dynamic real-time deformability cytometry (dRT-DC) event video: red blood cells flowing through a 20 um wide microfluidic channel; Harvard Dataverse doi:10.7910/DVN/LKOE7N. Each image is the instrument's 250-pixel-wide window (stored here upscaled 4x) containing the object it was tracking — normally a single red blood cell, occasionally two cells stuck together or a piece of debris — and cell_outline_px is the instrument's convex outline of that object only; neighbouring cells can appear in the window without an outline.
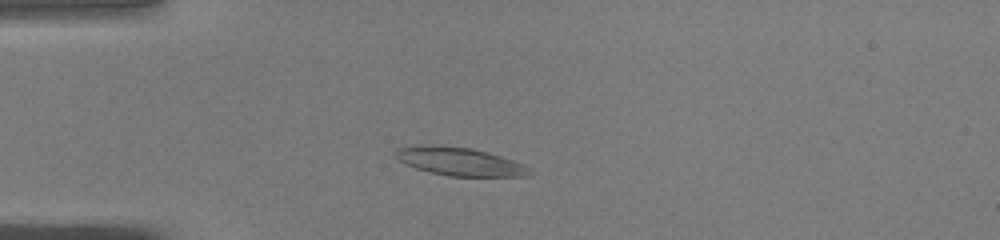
{"species": "common noctule bat (a hibernating species)", "species_latin": "Nyctalus noctula", "temperature_condition": "warm", "stored_images_in_passage": 41, "camera_frame_rate_fps": 3000, "um_per_image_px": 0.085, "animal": {"sex": "male", "body_mass_g": 19.0, "forearm_length_mm": 50.8}, "frame": {"image": 1, "passage_image": 4, "time_ms": 1.0, "image_size_px": [1000, 240], "cell_outline_px": [[528, 176], [448, 176], [428, 172], [404, 164], [396, 156], [396, 148], [416, 144], [432, 144], [468, 148], [488, 152], [524, 164], [528, 168]], "centroid_in_image_um": [38.99, 13.72], "position_along_channel_um": 46.0, "area_um2": 21.96}}
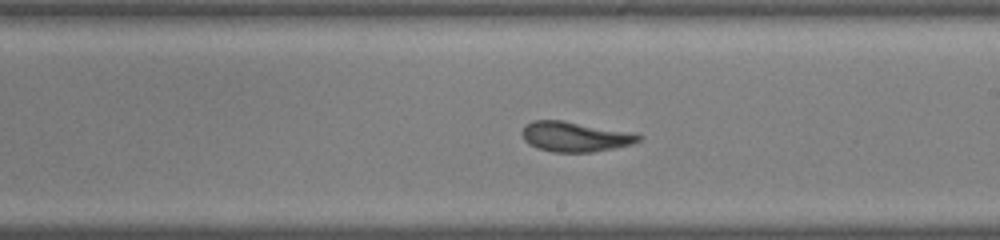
{"frame": {"image": 2, "passage_image": 20, "time_ms": 6.333, "image_size_px": [1000, 240], "cell_outline_px": [[644, 136], [640, 140], [632, 144], [592, 152], [552, 152], [536, 148], [528, 144], [524, 140], [520, 132], [524, 124], [532, 120], [560, 120]], "centroid_in_image_um": [48.74, 11.63], "position_along_channel_um": 240.3, "area_um2": 20.0}}
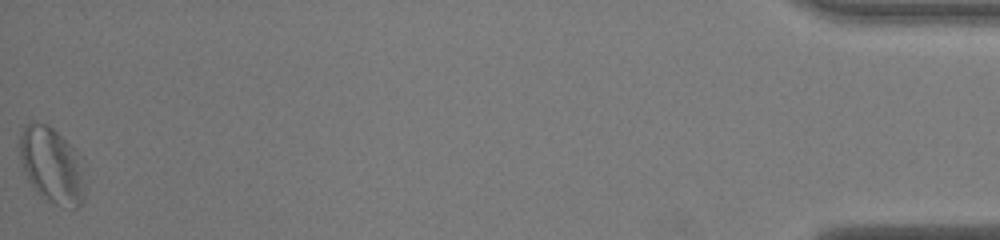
{"frame": {"image": 3, "passage_image": 41, "time_ms": 13.333, "image_size_px": [1000, 240], "cell_outline_px": [[84, 200], [76, 208], [72, 208], [56, 204], [48, 200], [36, 192], [28, 180], [20, 156], [20, 136], [24, 124], [48, 124], [80, 152], [84, 196]], "centroid_in_image_um": [4.42, 14.04], "position_along_channel_um": 430.8, "area_um2": 28.55}, "authors_computed_cell_mechanics": {"area_um2": 21.0392, "velocity_mm_per_s": 4.0358, "shape_relaxation_time_tau1_ms": 3.0642, "shape_relaxation_time_tau2_ms": 1.8813, "deformation_change_tau1": 0.1329, "deformation_change_tau2": 0.1009}}